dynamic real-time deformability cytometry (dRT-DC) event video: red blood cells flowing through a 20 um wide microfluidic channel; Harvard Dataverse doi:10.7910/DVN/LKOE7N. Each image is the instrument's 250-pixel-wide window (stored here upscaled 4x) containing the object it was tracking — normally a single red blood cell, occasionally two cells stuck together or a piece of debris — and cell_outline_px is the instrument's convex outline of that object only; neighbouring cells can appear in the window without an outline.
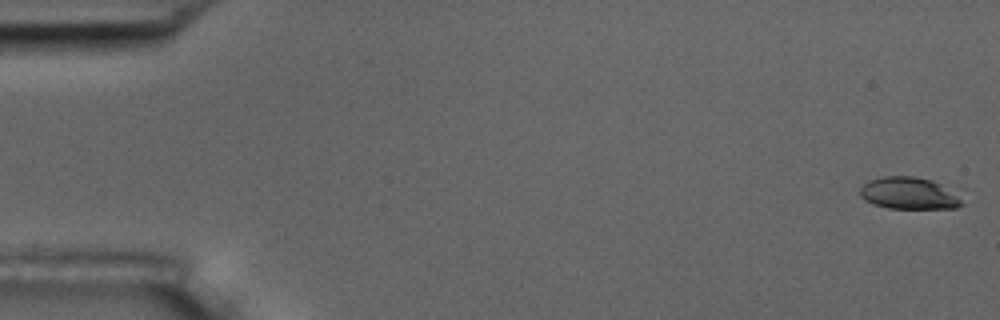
{"species": "common noctule bat (a hibernating species)", "species_latin": "Nyctalus noctula", "temperature_condition": "room temperature", "stored_images_in_passage": 8, "camera_frame_rate_fps": 3000, "um_per_image_px": 0.085, "animal": {"sex": "male", "body_mass_g": 17.5, "forearm_length_mm": 52.3}, "frame": {"image": 1, "passage_image": 1, "time_ms": 0.0, "image_size_px": [1000, 320], "cell_outline_px": [[964, 204], [956, 208], [888, 208], [872, 204], [864, 200], [860, 196], [860, 188], [868, 180], [884, 176], [912, 176], [932, 180], [964, 188]], "centroid_in_image_um": [77.47, 16.41], "position_along_channel_um": 7.5, "area_um2": 20.23}}
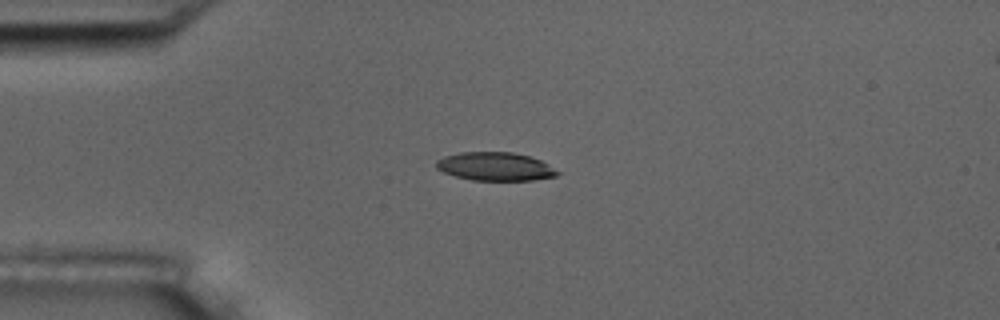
{"frame": {"image": 2, "passage_image": 4, "time_ms": 4.333, "image_size_px": [1000, 320], "cell_outline_px": [[560, 172], [556, 176], [532, 180], [472, 180], [456, 176], [444, 172], [436, 168], [436, 160], [444, 156], [460, 152], [512, 152], [528, 156], [540, 160], [548, 164]], "centroid_in_image_um": [42.08, 14.15], "position_along_channel_um": 42.9, "area_um2": 19.94}}
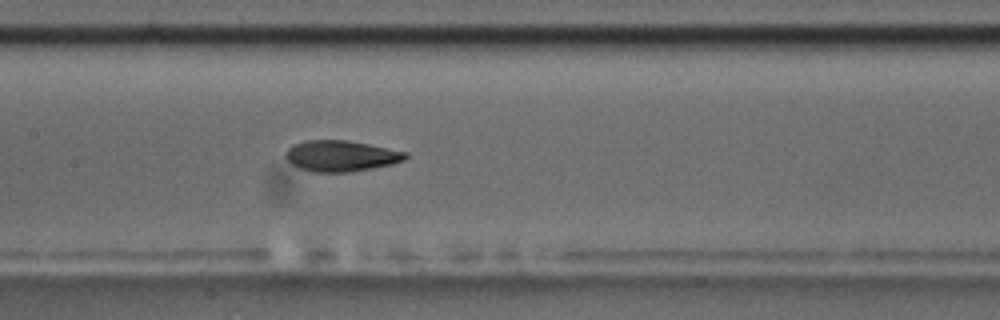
{"frame": {"image": 3, "passage_image": 8, "time_ms": 8.667, "image_size_px": [1000, 320], "cell_outline_px": [[408, 156], [404, 160], [392, 164], [352, 172], [312, 172], [300, 168], [292, 164], [284, 156], [288, 148], [292, 144], [308, 140], [344, 140], [368, 144], [408, 152]], "centroid_in_image_um": [28.98, 13.26], "position_along_channel_um": 178.4, "area_um2": 21.62}}